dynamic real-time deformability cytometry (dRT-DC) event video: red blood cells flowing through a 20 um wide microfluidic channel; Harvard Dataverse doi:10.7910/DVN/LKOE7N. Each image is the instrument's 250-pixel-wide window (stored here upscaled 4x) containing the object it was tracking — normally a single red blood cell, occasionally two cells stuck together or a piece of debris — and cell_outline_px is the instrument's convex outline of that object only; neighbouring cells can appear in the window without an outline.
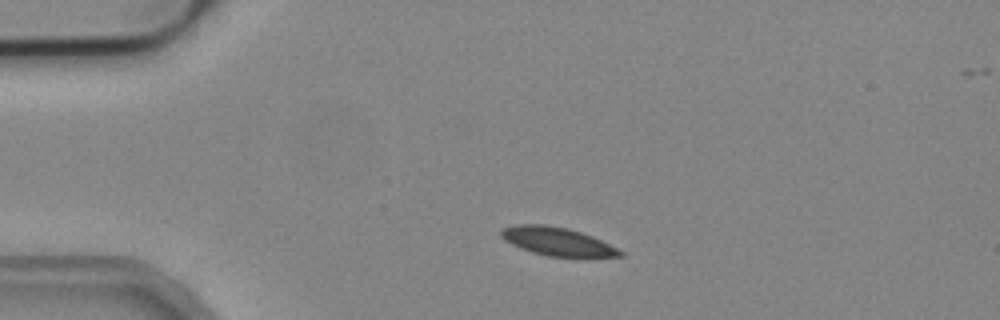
{"species": "common noctule bat (a hibernating species)", "species_latin": "Nyctalus noctula", "temperature_condition": "cold", "stored_images_in_passage": 43, "camera_frame_rate_fps": 3000, "um_per_image_px": 0.085, "animal": {"sex": "male", "body_mass_g": 19.2, "forearm_length_mm": 51.8}, "frame": {"image": 1, "passage_image": 1, "time_ms": 0.0, "image_size_px": [1000, 320], "cell_outline_px": [[624, 256], [548, 256], [532, 252], [512, 244], [504, 240], [500, 236], [500, 228], [516, 224], [544, 224], [568, 228], [592, 236], [624, 252]], "centroid_in_image_um": [47.3, 20.5], "position_along_channel_um": 37.7, "area_um2": 19.36}}
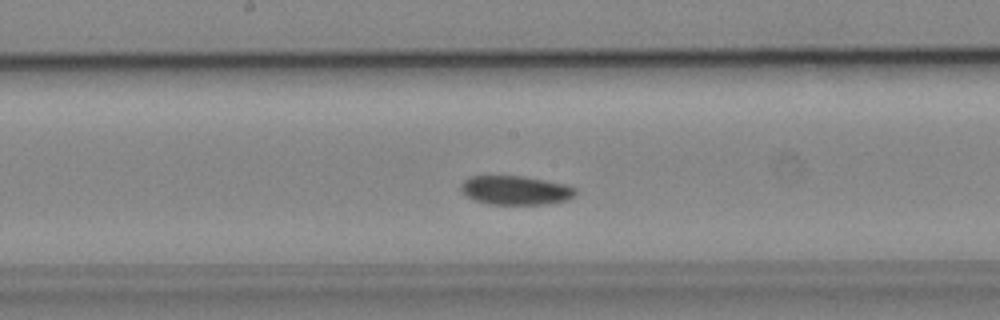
{"frame": {"image": 2, "passage_image": 17, "time_ms": 5.333, "image_size_px": [1000, 320], "cell_outline_px": [[576, 196], [568, 200], [544, 204], [488, 204], [472, 200], [460, 188], [460, 184], [464, 180], [472, 176], [520, 176], [544, 180], [564, 184], [576, 188]], "centroid_in_image_um": [43.83, 16.18], "position_along_channel_um": 204.4, "area_um2": 19.31}}
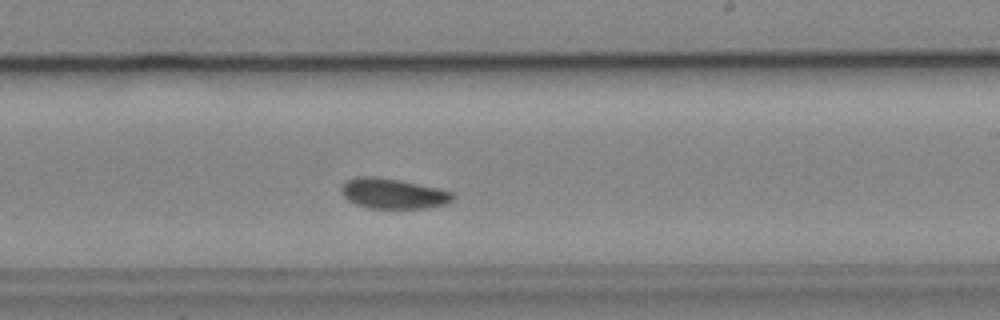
{"frame": {"image": 3, "passage_image": 21, "time_ms": 6.667, "image_size_px": [1000, 320], "cell_outline_px": [[456, 196], [452, 200], [444, 204], [428, 208], [368, 208], [356, 204], [348, 200], [340, 192], [340, 188], [348, 180], [356, 176], [376, 176], [400, 180], [436, 188], [452, 192]], "centroid_in_image_um": [33.39, 16.45], "position_along_channel_um": 255.6, "area_um2": 19.59}}